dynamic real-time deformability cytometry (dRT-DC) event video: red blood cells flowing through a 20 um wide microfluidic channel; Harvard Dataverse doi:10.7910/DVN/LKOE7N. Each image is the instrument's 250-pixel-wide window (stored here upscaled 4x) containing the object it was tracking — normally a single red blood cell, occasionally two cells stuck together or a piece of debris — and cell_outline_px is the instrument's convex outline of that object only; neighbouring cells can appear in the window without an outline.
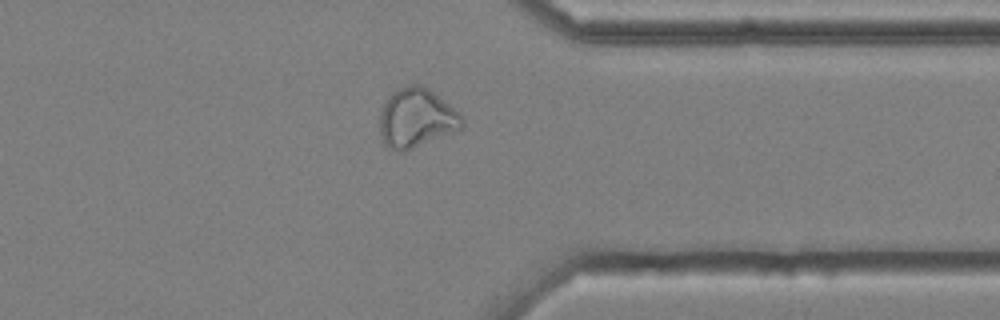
{"species": "common noctule bat (a hibernating species)", "species_latin": "Nyctalus noctula", "temperature_condition": "cold", "stored_images_in_passage": 30, "camera_frame_rate_fps": 3000, "um_per_image_px": 0.085, "animal": {"sex": "male", "body_mass_g": 20.4}, "frame": {"image": 1, "passage_image": 26, "time_ms": 8.333, "image_size_px": [1000, 320], "cell_outline_px": [[464, 124], [460, 128], [404, 152], [400, 152], [388, 148], [384, 144], [380, 132], [380, 112], [388, 96], [396, 88], [404, 84], [424, 84], [464, 116]], "centroid_in_image_um": [35.37, 10.0], "position_along_channel_um": 376.0, "area_um2": 28.55}}